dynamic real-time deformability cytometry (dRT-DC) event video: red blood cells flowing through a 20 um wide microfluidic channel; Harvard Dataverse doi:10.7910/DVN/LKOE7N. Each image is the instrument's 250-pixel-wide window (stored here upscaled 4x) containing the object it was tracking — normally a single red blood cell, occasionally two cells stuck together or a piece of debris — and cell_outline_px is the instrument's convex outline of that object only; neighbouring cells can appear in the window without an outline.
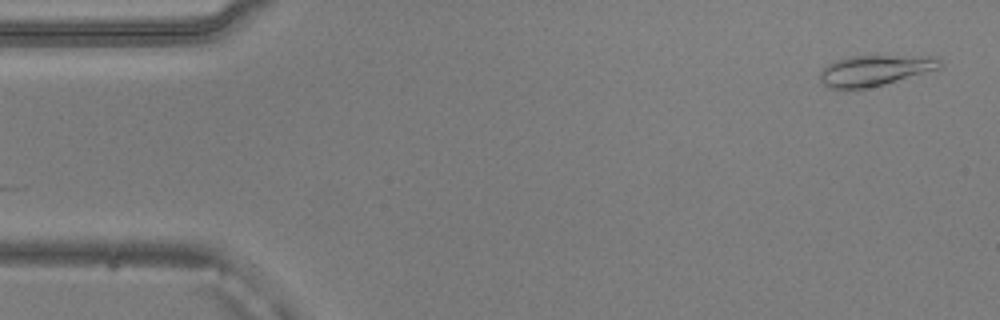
{"species": "common noctule bat (a hibernating species)", "species_latin": "Nyctalus noctula", "temperature_condition": "warm", "stored_images_in_passage": 51, "camera_frame_rate_fps": 3000, "um_per_image_px": 0.085, "animal": {"sex": "male", "body_mass_g": 20.5, "forearm_length_mm": 52.5}, "frame": {"image": 1, "passage_image": 2, "time_ms": 0.333, "image_size_px": [1000, 320], "cell_outline_px": [[944, 64], [940, 68], [884, 84], [864, 88], [828, 88], [820, 80], [820, 72], [828, 64], [836, 60], [848, 56], [940, 56]], "centroid_in_image_um": [74.41, 5.96], "position_along_channel_um": 10.6, "area_um2": 21.33}}
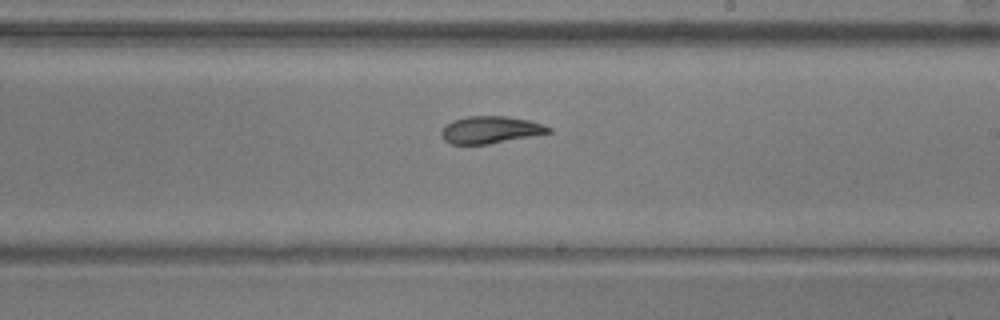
{"frame": {"image": 2, "passage_image": 29, "time_ms": 9.333, "image_size_px": [1000, 320], "cell_outline_px": [[552, 132], [532, 136], [488, 144], [452, 144], [444, 140], [440, 136], [440, 132], [452, 120], [468, 116], [508, 116], [528, 120], [544, 124], [552, 128]], "centroid_in_image_um": [41.7, 11.03], "position_along_channel_um": 247.3, "area_um2": 16.99}}
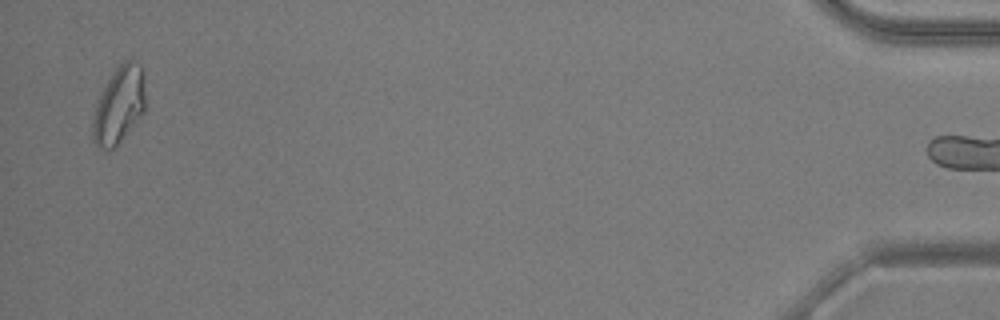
{"frame": {"image": 3, "passage_image": 50, "time_ms": 16.333, "image_size_px": [1000, 320], "cell_outline_px": [[144, 112], [120, 140], [112, 148], [104, 148], [96, 144], [92, 140], [92, 116], [96, 104], [112, 72], [124, 60], [132, 60], [140, 64], [144, 72]], "centroid_in_image_um": [10.11, 8.89], "position_along_channel_um": 425.1, "area_um2": 23.18}, "authors_computed_cell_mechanics": {"area_um2": 18.5538, "velocity_mm_per_s": 3.8689, "shape_relaxation_time_tau1_ms": 3.9173, "shape_relaxation_time_tau2_ms": 2.2644, "deformation_change_tau1": 0.1448, "deformation_change_tau2": 0.0699}}